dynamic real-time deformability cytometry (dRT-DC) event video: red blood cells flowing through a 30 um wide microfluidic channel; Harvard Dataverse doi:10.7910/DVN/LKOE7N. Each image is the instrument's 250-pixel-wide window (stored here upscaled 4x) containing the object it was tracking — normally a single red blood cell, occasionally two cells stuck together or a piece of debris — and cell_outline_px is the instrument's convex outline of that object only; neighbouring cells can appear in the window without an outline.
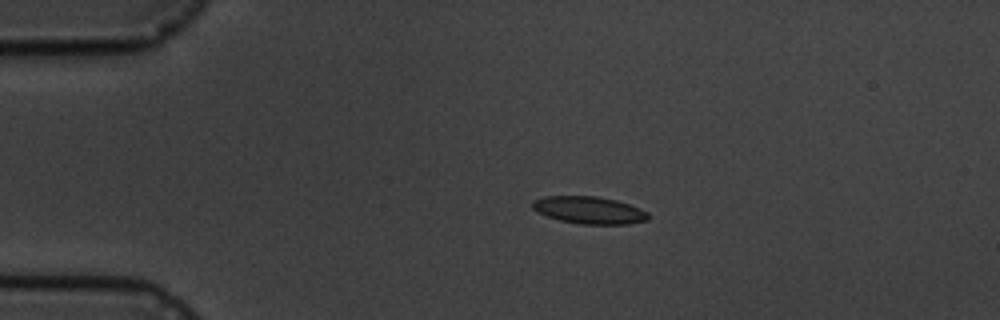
{"species": "common noctule bat (a hibernating species)", "species_latin": "Nyctalus noctula", "temperature_condition": "cold", "stored_images_in_passage": 5, "camera_frame_rate_fps": 3000, "um_per_image_px": 0.085, "animal": {"sex": "male", "body_mass_g": 19.5, "forearm_length_mm": 54.6}, "frame": {"image": 1, "passage_image": 3, "time_ms": 2.333, "image_size_px": [1000, 320], "cell_outline_px": [[648, 220], [628, 224], [580, 224], [560, 220], [536, 212], [532, 208], [532, 200], [544, 196], [596, 196], [616, 200], [640, 208], [648, 212]], "centroid_in_image_um": [50.06, 17.86], "position_along_channel_um": 34.9, "area_um2": 18.44}}
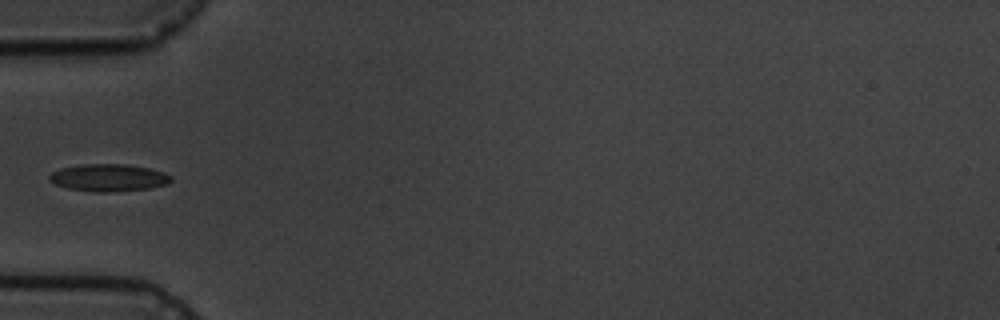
{"frame": {"image": 2, "passage_image": 5, "time_ms": 4.667, "image_size_px": [1000, 320], "cell_outline_px": [[172, 180], [168, 184], [148, 188], [108, 192], [92, 192], [68, 188], [56, 184], [48, 180], [48, 176], [52, 172], [60, 168], [80, 164], [128, 164], [148, 168], [164, 172], [172, 176]], "centroid_in_image_um": [9.22, 15.09], "position_along_channel_um": 75.8, "area_um2": 19.42}}